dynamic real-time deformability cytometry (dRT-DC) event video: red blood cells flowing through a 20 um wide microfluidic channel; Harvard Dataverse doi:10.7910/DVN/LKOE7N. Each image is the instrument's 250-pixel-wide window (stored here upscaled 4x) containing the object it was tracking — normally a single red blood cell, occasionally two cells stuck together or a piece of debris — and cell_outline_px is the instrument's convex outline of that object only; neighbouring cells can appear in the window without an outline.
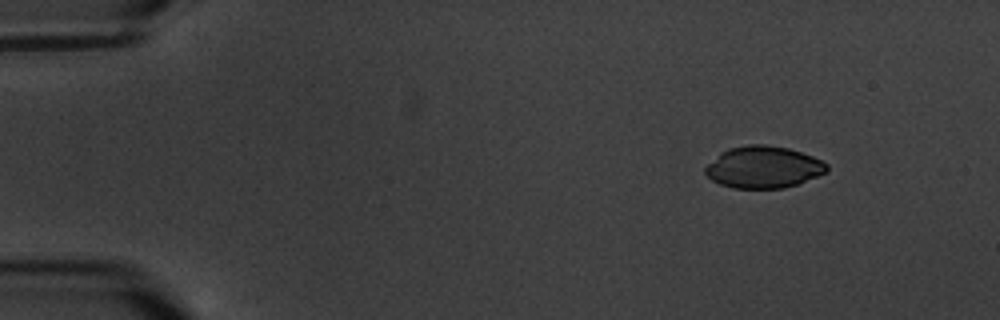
{"species": "common noctule bat (a hibernating species)", "species_latin": "Nyctalus noctula", "temperature_condition": "warm", "stored_images_in_passage": 3, "camera_frame_rate_fps": 3000, "um_per_image_px": 0.085, "animal": {"sex": "male", "body_mass_g": 20.1, "forearm_length_mm": 53.5}, "frame": {"image": 1, "passage_image": 1, "time_ms": 0.0, "image_size_px": [1000, 320], "cell_outline_px": [[828, 172], [796, 184], [784, 188], [732, 188], [720, 184], [712, 180], [704, 172], [704, 168], [720, 152], [728, 148], [748, 144], [764, 144], [788, 148], [812, 156], [828, 164]], "centroid_in_image_um": [64.87, 14.2], "position_along_channel_um": 20.1, "area_um2": 29.65}}